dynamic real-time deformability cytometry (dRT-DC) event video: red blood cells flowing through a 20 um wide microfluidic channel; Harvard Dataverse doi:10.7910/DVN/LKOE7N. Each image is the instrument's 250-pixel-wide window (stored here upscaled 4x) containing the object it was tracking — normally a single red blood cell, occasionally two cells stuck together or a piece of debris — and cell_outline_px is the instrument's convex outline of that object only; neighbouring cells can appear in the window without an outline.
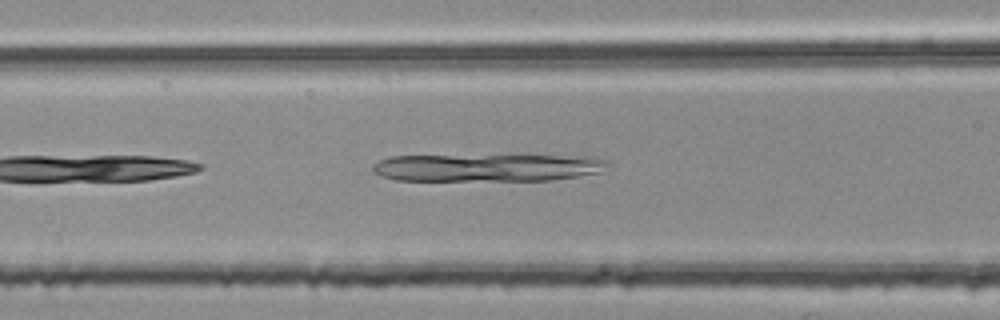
{"species": "common noctule bat (a hibernating species)", "species_latin": "Nyctalus noctula", "temperature_condition": "room temperature", "stored_images_in_passage": 26, "camera_frame_rate_fps": 3000, "um_per_image_px": 0.085, "animal": {"sex": "female", "body_mass_g": 25.1}, "frame": {"image": 1, "passage_image": 8, "time_ms": 2.333, "image_size_px": [1000, 320], "cell_outline_px": [[608, 164], [596, 172], [576, 176], [548, 180], [396, 180], [380, 176], [372, 172], [372, 164], [380, 160], [392, 156], [596, 156], [608, 160]], "centroid_in_image_um": [41.35, 14.24], "position_along_channel_um": 125.2, "area_um2": 37.34}}
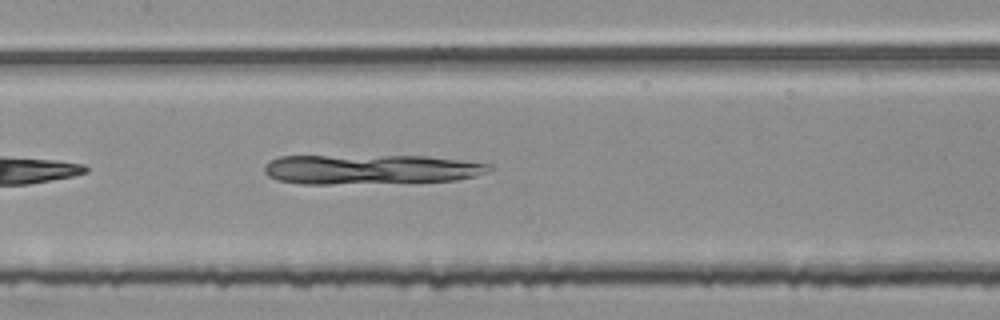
{"frame": {"image": 2, "passage_image": 12, "time_ms": 3.667, "image_size_px": [1000, 320], "cell_outline_px": [[492, 168], [488, 172], [476, 176], [456, 180], [332, 184], [300, 184], [276, 180], [268, 176], [264, 172], [264, 164], [268, 160], [280, 156], [428, 156], [492, 164]], "centroid_in_image_um": [31.45, 14.39], "position_along_channel_um": 175.9, "area_um2": 39.02}}
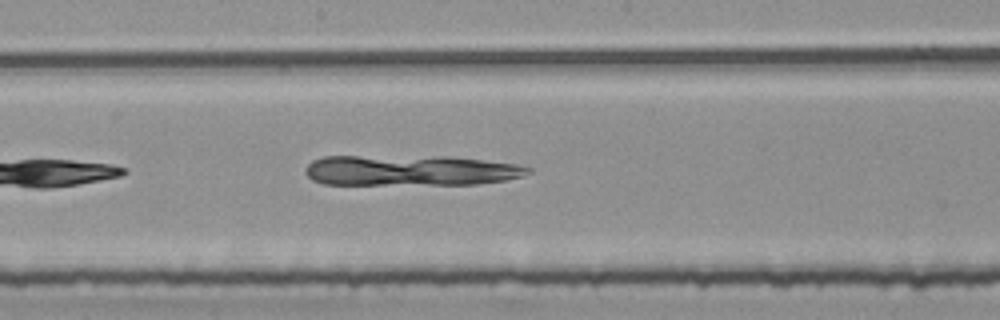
{"frame": {"image": 3, "passage_image": 15, "time_ms": 4.667, "image_size_px": [1000, 320], "cell_outline_px": [[532, 172], [524, 176], [504, 180], [476, 184], [324, 184], [312, 180], [304, 172], [304, 168], [312, 160], [324, 156], [444, 156], [516, 164], [532, 168]], "centroid_in_image_um": [34.85, 14.48], "position_along_channel_um": 213.4, "area_um2": 39.77}}